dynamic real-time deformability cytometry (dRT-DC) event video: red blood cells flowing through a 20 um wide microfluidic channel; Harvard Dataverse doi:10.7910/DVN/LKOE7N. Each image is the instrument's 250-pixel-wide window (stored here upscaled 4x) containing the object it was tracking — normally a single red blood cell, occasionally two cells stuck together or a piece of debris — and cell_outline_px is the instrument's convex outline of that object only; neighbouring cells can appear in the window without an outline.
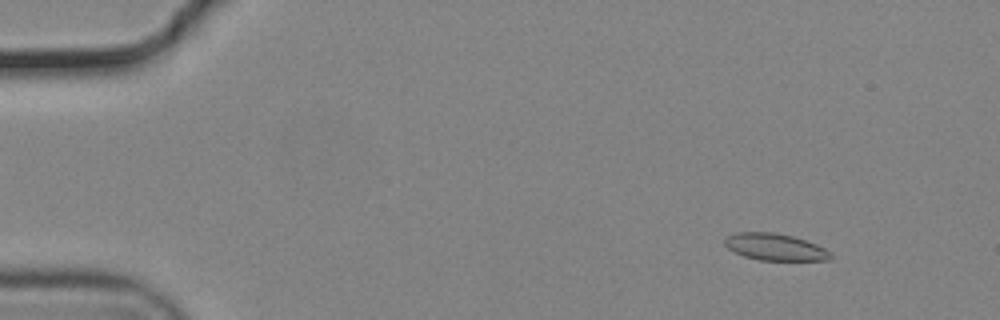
{"species": "common noctule bat (a hibernating species)", "species_latin": "Nyctalus noctula", "temperature_condition": "cold", "stored_images_in_passage": 19, "camera_frame_rate_fps": 3000, "um_per_image_px": 0.085, "animal": {"sex": "male", "body_mass_g": 19.2, "forearm_length_mm": 51.8}, "frame": {"image": 1, "passage_image": 7, "time_ms": 2.0, "image_size_px": [1000, 320], "cell_outline_px": [[832, 260], [760, 260], [744, 256], [728, 248], [724, 244], [724, 236], [732, 232], [772, 232], [792, 236], [816, 244], [824, 248], [832, 256]], "centroid_in_image_um": [65.82, 20.98], "position_along_channel_um": 19.2, "area_um2": 16.53}}
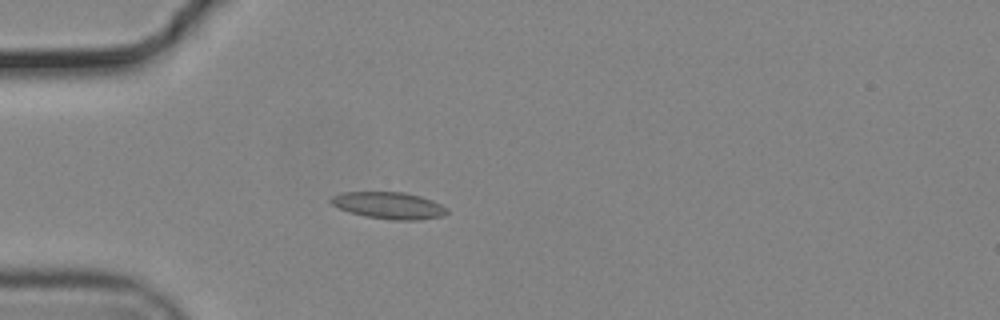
{"frame": {"image": 2, "passage_image": 17, "time_ms": 5.333, "image_size_px": [1000, 320], "cell_outline_px": [[448, 212], [444, 216], [420, 220], [392, 220], [364, 216], [340, 208], [332, 204], [328, 200], [332, 196], [340, 192], [404, 192], [420, 196], [432, 200], [448, 208]], "centroid_in_image_um": [33.08, 17.46], "position_along_channel_um": 51.9, "area_um2": 18.21}}